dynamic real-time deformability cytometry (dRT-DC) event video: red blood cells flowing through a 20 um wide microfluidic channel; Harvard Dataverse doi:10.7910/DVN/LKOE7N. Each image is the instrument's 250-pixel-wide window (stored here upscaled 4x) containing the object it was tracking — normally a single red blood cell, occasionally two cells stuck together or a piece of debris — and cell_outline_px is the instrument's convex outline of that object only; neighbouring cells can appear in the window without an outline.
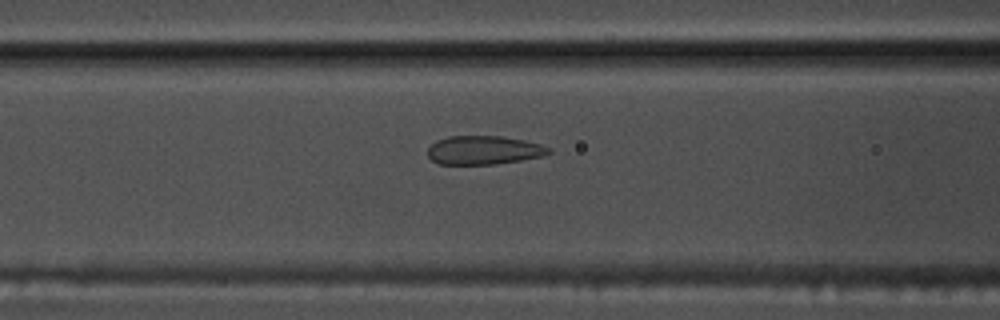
{"species": "common noctule bat (a hibernating species)", "species_latin": "Nyctalus noctula", "temperature_condition": "warm", "stored_images_in_passage": 54, "camera_frame_rate_fps": 3000, "um_per_image_px": 0.085, "animal": {"sex": "male", "body_mass_g": 17.5, "forearm_length_mm": 52.3}, "frame": {"image": 1, "passage_image": 22, "time_ms": 7.0, "image_size_px": [1000, 320], "cell_outline_px": [[552, 152], [544, 156], [496, 164], [440, 164], [432, 160], [428, 156], [428, 148], [436, 140], [448, 136], [500, 136], [524, 140], [540, 144], [552, 148]], "centroid_in_image_um": [41.14, 12.76], "position_along_channel_um": 125.5, "area_um2": 20.29}}
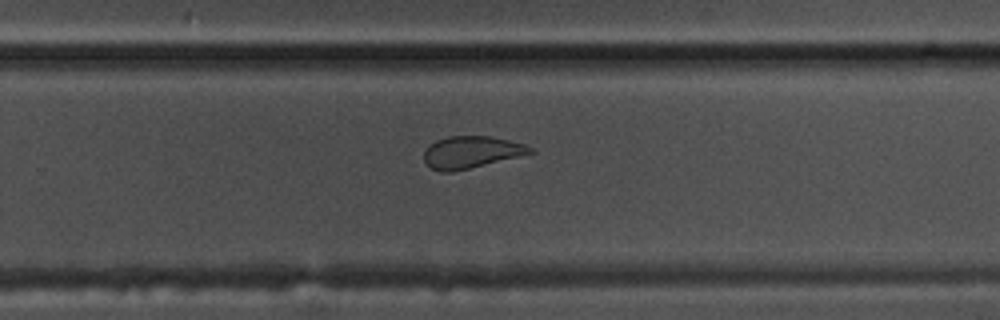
{"frame": {"image": 2, "passage_image": 35, "time_ms": 11.333, "image_size_px": [1000, 320], "cell_outline_px": [[536, 152], [520, 156], [452, 172], [440, 172], [432, 168], [424, 160], [424, 152], [436, 140], [448, 136], [488, 136], [508, 140], [524, 144], [532, 148]], "centroid_in_image_um": [40.06, 12.93], "position_along_channel_um": 289.7, "area_um2": 19.54}}
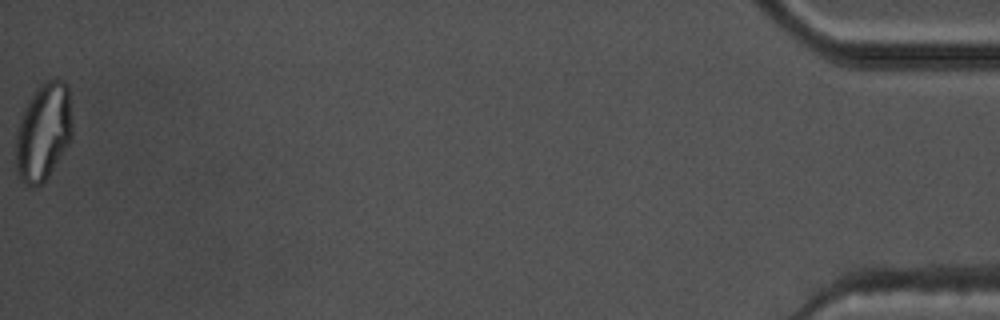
{"frame": {"image": 3, "passage_image": 54, "time_ms": 17.667, "image_size_px": [1000, 320], "cell_outline_px": [[72, 140], [48, 176], [36, 188], [28, 188], [20, 180], [16, 168], [16, 136], [20, 120], [24, 108], [36, 88], [44, 80], [64, 80], [68, 84], [72, 120]], "centroid_in_image_um": [3.7, 11.22], "position_along_channel_um": 431.5, "area_um2": 32.48}, "authors_computed_cell_mechanics": {"area_um2": 23.12, "velocity_mm_per_s": 3.7988, "shape_relaxation_time_tau1_ms": null, "shape_relaxation_time_tau2_ms": 0.8454, "deformation_change_tau1": null, "deformation_change_tau2": 0.0744}}